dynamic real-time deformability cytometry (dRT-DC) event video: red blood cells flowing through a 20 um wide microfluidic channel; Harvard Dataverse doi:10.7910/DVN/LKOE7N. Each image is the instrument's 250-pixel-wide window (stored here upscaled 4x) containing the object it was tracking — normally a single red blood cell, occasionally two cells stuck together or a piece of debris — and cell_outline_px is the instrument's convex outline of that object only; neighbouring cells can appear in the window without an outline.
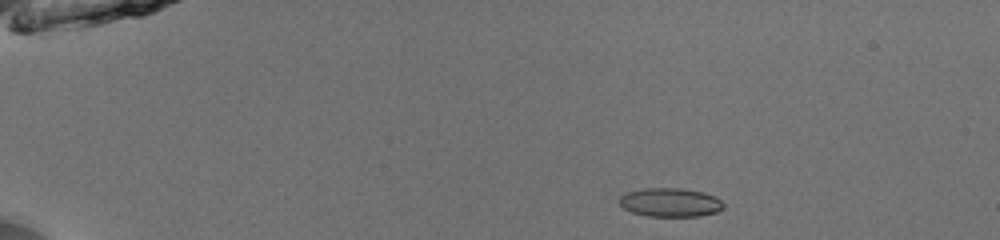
{"species": "common noctule bat (a hibernating species)", "species_latin": "Nyctalus noctula", "temperature_condition": "room temperature", "stored_images_in_passage": 19, "camera_frame_rate_fps": 3000, "um_per_image_px": 0.085, "animal": {"sex": "male", "body_mass_g": 13.0, "forearm_length_mm": 53.1}, "frame": {"image": 1, "passage_image": 1, "time_ms": 0.0, "image_size_px": [1000, 240], "cell_outline_px": [[724, 208], [716, 212], [700, 216], [648, 216], [632, 212], [624, 208], [616, 200], [620, 196], [628, 192], [644, 188], [680, 188], [704, 192], [716, 196], [724, 204]], "centroid_in_image_um": [56.97, 17.2], "position_along_channel_um": 28.0, "area_um2": 17.57}}
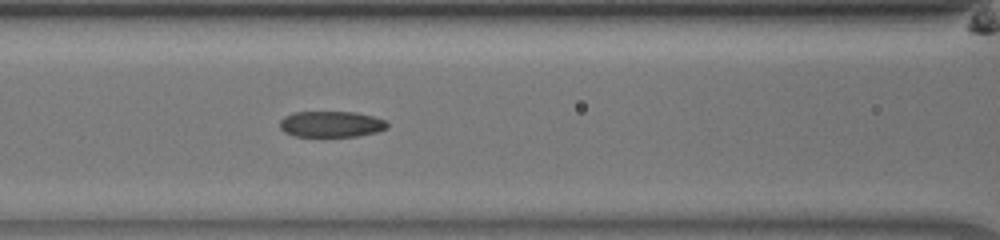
{"frame": {"image": 2, "passage_image": 16, "time_ms": 5.0, "image_size_px": [1000, 240], "cell_outline_px": [[388, 128], [376, 132], [356, 136], [296, 136], [284, 132], [280, 128], [280, 120], [284, 116], [296, 112], [356, 112], [372, 116], [384, 120], [388, 124]], "centroid_in_image_um": [28.14, 10.55], "position_along_channel_um": 138.5, "area_um2": 16.18}}
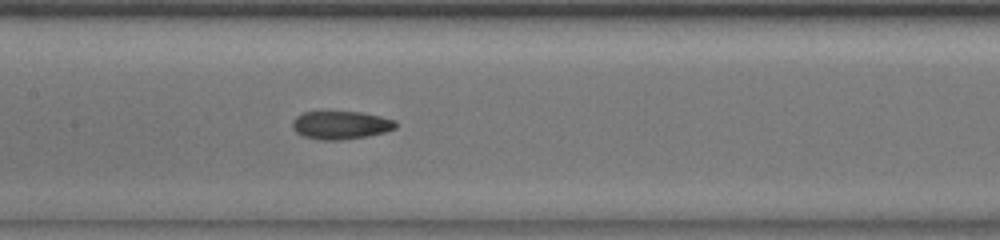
{"frame": {"image": 3, "passage_image": 19, "time_ms": 6.0, "image_size_px": [1000, 240], "cell_outline_px": [[396, 128], [384, 132], [368, 136], [344, 140], [320, 140], [304, 136], [296, 132], [292, 128], [292, 120], [296, 116], [304, 112], [360, 112], [380, 116], [396, 120]], "centroid_in_image_um": [28.96, 10.64], "position_along_channel_um": 178.4, "area_um2": 16.99}}